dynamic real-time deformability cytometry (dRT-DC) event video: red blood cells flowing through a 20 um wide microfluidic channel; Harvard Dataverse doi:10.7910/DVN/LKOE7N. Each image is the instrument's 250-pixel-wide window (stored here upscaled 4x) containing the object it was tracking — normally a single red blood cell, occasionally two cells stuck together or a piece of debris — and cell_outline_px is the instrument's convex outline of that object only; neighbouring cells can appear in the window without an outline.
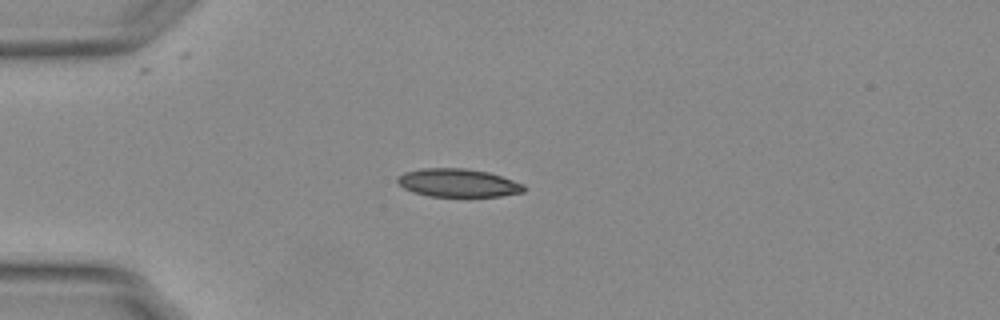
{"species": "Egyptian fruit bat (a non-hibernating species)", "species_latin": "Rousettus aegyptiacus", "temperature_condition": "warm", "stored_images_in_passage": 41, "camera_frame_rate_fps": 3000, "um_per_image_px": 0.085, "animal": {"sex": "female"}, "frame": {"image": 1, "passage_image": 1, "time_ms": 0.0, "image_size_px": [1000, 320], "cell_outline_px": [[524, 192], [500, 196], [428, 196], [412, 192], [396, 184], [396, 176], [404, 172], [420, 168], [464, 168], [488, 172], [524, 184]], "centroid_in_image_um": [38.86, 15.54], "position_along_channel_um": 46.1, "area_um2": 20.87}}
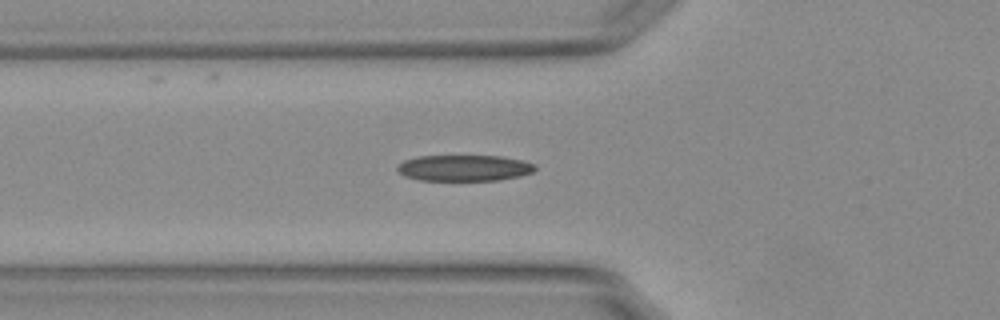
{"frame": {"image": 2, "passage_image": 6, "time_ms": 1.667, "image_size_px": [1000, 320], "cell_outline_px": [[536, 168], [532, 172], [520, 176], [496, 180], [420, 180], [404, 176], [396, 168], [404, 160], [416, 156], [500, 156], [524, 160], [536, 164]], "centroid_in_image_um": [39.47, 14.27], "position_along_channel_um": 86.3, "area_um2": 20.92}}
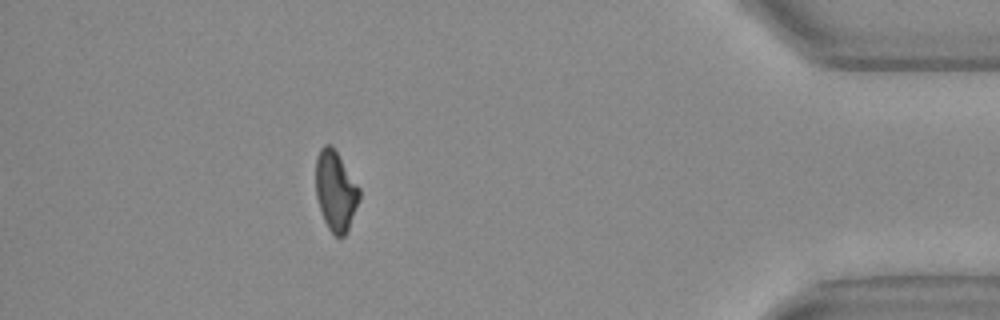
{"frame": {"image": 3, "passage_image": 35, "time_ms": 11.333, "image_size_px": [1000, 320], "cell_outline_px": [[360, 200], [348, 228], [344, 236], [336, 236], [328, 228], [324, 220], [316, 196], [316, 156], [320, 148], [324, 144], [332, 144], [360, 188]], "centroid_in_image_um": [28.53, 16.19], "position_along_channel_um": 406.7, "area_um2": 20.29}, "authors_computed_cell_mechanics": {"area_um2": 20.808, "velocity_mm_per_s": 3.7893, "shape_relaxation_time_tau1_ms": 8.153, "shape_relaxation_time_tau2_ms": 4.6309, "deformation_change_tau1": 0.2283, "deformation_change_tau2": 0.13}}